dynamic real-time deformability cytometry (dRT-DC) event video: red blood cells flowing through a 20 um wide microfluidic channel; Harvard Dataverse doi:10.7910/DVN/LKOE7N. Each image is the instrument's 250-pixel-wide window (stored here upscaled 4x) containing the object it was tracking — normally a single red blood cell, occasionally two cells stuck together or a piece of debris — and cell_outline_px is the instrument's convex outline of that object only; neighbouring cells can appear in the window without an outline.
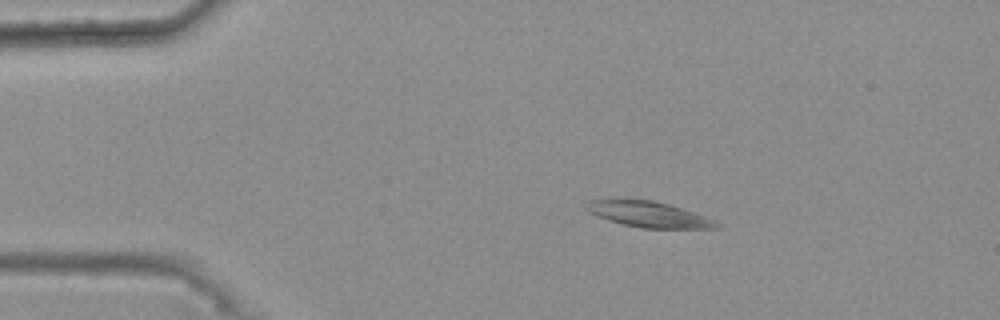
{"species": "common noctule bat (a hibernating species)", "species_latin": "Nyctalus noctula", "temperature_condition": "warm", "stored_images_in_passage": 38, "camera_frame_rate_fps": 3000, "um_per_image_px": 0.085, "animal": {"sex": "female", "body_mass_g": 25.1}, "frame": {"image": 1, "passage_image": 1, "time_ms": 0.0, "image_size_px": [1000, 320], "cell_outline_px": [[720, 228], [640, 228], [608, 220], [596, 216], [588, 212], [584, 208], [588, 200], [652, 200], [668, 204], [704, 216], [720, 224]], "centroid_in_image_um": [55.09, 18.23], "position_along_channel_um": 29.9, "area_um2": 19.13}}
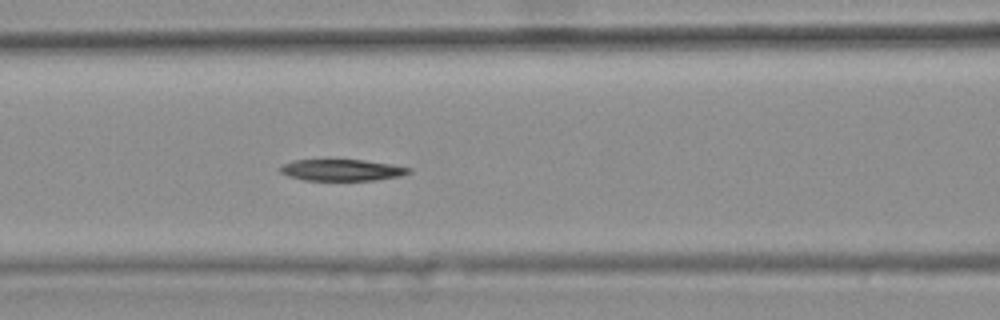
{"frame": {"image": 2, "passage_image": 14, "time_ms": 4.333, "image_size_px": [1000, 320], "cell_outline_px": [[412, 172], [400, 176], [376, 180], [304, 180], [288, 176], [280, 172], [276, 168], [292, 160], [364, 160], [412, 168]], "centroid_in_image_um": [29.03, 14.46], "position_along_channel_um": 137.6, "area_um2": 16.07}}
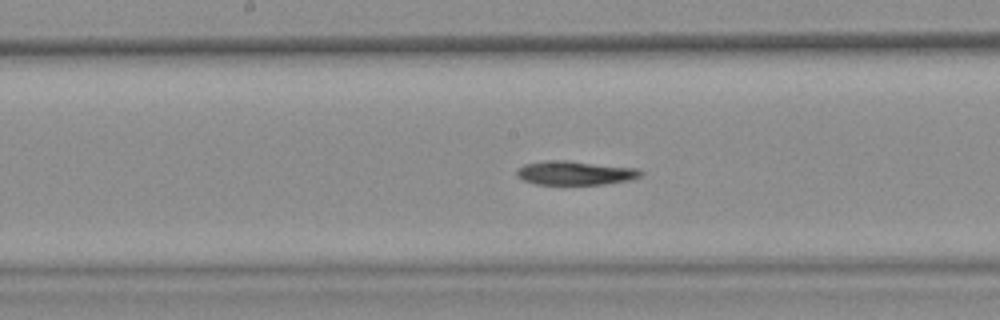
{"frame": {"image": 3, "passage_image": 19, "time_ms": 6.0, "image_size_px": [1000, 320], "cell_outline_px": [[644, 172], [640, 176], [628, 180], [604, 184], [536, 184], [524, 180], [516, 176], [516, 172], [524, 164], [544, 160], [568, 160], [636, 168]], "centroid_in_image_um": [48.86, 14.69], "position_along_channel_um": 199.3, "area_um2": 17.22}}